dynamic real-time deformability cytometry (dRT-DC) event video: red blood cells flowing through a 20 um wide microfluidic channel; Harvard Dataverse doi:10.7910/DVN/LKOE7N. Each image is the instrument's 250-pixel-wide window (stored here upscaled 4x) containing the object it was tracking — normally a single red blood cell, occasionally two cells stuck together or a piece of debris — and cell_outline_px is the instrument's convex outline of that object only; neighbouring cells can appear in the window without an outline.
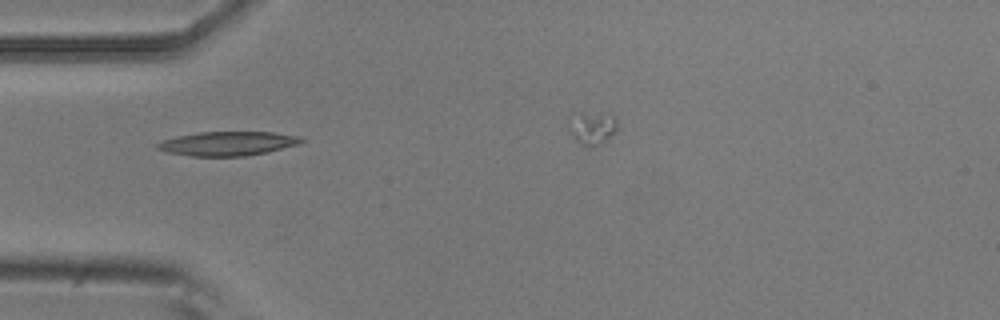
{"species": "common noctule bat (a hibernating species)", "species_latin": "Nyctalus noctula", "temperature_condition": "room temperature", "stored_images_in_passage": 7, "camera_frame_rate_fps": 3000, "um_per_image_px": 0.085, "animal": {"sex": "male", "body_mass_g": 20.5, "forearm_length_mm": 52.5}, "frame": {"image": 1, "passage_image": 2, "time_ms": 0.333, "image_size_px": [1000, 320], "cell_outline_px": [[304, 140], [296, 144], [268, 152], [244, 156], [192, 156], [164, 152], [156, 148], [156, 144], [164, 140], [176, 136], [200, 132], [272, 132], [300, 136]], "centroid_in_image_um": [19.31, 12.2], "position_along_channel_um": 65.7, "area_um2": 20.11}}
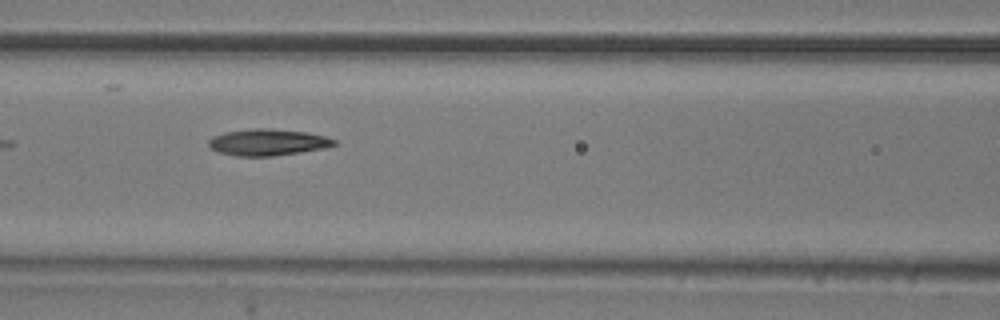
{"frame": {"image": 2, "passage_image": 4, "time_ms": 1.0, "image_size_px": [1000, 320], "cell_outline_px": [[336, 144], [324, 148], [300, 152], [272, 156], [236, 156], [220, 152], [212, 148], [208, 144], [208, 140], [212, 136], [224, 132], [252, 128], [268, 128], [308, 132], [324, 136], [336, 140]], "centroid_in_image_um": [22.74, 12.08], "position_along_channel_um": 143.9, "area_um2": 19.36}}
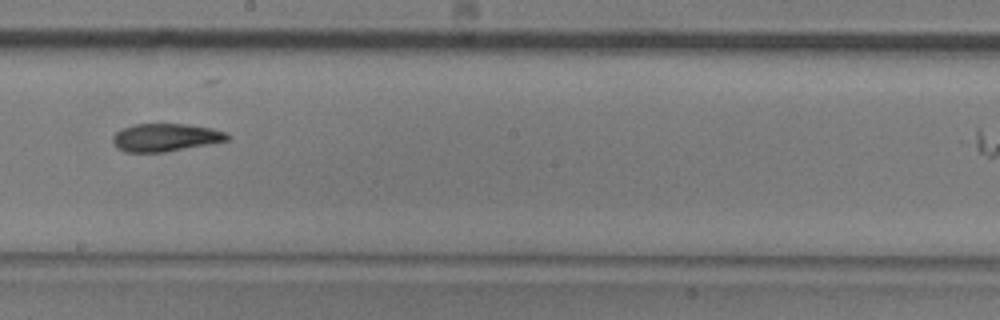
{"frame": {"image": 3, "passage_image": 6, "time_ms": 1.667, "image_size_px": [1000, 320], "cell_outline_px": [[232, 136], [228, 140], [208, 144], [164, 152], [124, 152], [116, 148], [112, 140], [112, 136], [116, 132], [124, 128], [136, 124], [184, 124], [212, 128], [228, 132]], "centroid_in_image_um": [14.08, 11.68], "position_along_channel_um": 234.1, "area_um2": 18.61}}